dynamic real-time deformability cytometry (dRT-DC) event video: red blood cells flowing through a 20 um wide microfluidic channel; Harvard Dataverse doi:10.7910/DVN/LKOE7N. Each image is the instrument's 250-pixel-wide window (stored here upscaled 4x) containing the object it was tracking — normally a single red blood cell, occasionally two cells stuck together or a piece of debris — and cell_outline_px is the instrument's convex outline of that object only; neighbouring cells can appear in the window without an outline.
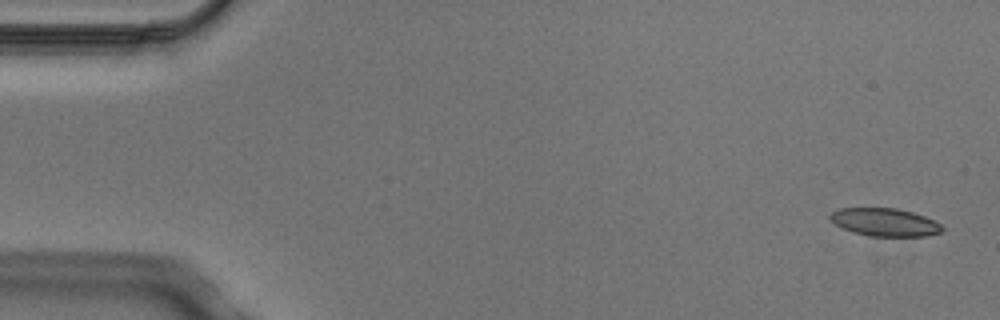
{"species": "Egyptian fruit bat (a non-hibernating species)", "species_latin": "Rousettus aegyptiacus", "temperature_condition": "cold", "stored_images_in_passage": 6, "camera_frame_rate_fps": 3000, "um_per_image_px": 0.085, "animal": {"sex": "male"}, "frame": {"image": 1, "passage_image": 1, "time_ms": 0.0, "image_size_px": [1000, 320], "cell_outline_px": [[944, 228], [940, 232], [928, 236], [872, 236], [852, 232], [836, 224], [828, 216], [832, 212], [840, 208], [896, 208], [912, 212], [924, 216], [940, 224]], "centroid_in_image_um": [75.21, 18.89], "position_along_channel_um": 9.8, "area_um2": 18.03}}